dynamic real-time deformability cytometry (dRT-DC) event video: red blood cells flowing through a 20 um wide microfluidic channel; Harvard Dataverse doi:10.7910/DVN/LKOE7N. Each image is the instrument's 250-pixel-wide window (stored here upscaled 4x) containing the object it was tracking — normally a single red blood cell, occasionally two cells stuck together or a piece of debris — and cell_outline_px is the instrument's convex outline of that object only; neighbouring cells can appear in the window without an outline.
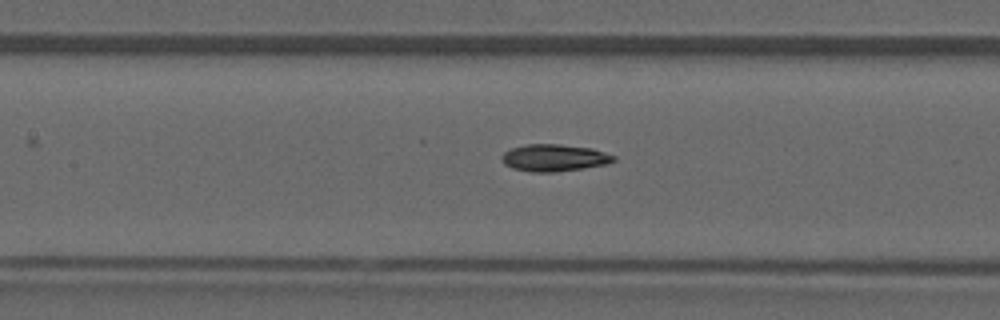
{"species": "common noctule bat (a hibernating species)", "species_latin": "Nyctalus noctula", "temperature_condition": "warm", "stored_images_in_passage": 41, "camera_frame_rate_fps": 3000, "um_per_image_px": 0.085, "animal": {"sex": "male", "forearm_length_mm": 52.5}, "frame": {"image": 1, "passage_image": 18, "time_ms": 5.667, "image_size_px": [1000, 320], "cell_outline_px": [[616, 160], [608, 164], [584, 168], [556, 172], [528, 172], [512, 168], [504, 164], [500, 160], [500, 156], [504, 152], [512, 148], [528, 144], [560, 144], [592, 148], [616, 156]], "centroid_in_image_um": [47.1, 13.42], "position_along_channel_um": 160.3, "area_um2": 17.86}}